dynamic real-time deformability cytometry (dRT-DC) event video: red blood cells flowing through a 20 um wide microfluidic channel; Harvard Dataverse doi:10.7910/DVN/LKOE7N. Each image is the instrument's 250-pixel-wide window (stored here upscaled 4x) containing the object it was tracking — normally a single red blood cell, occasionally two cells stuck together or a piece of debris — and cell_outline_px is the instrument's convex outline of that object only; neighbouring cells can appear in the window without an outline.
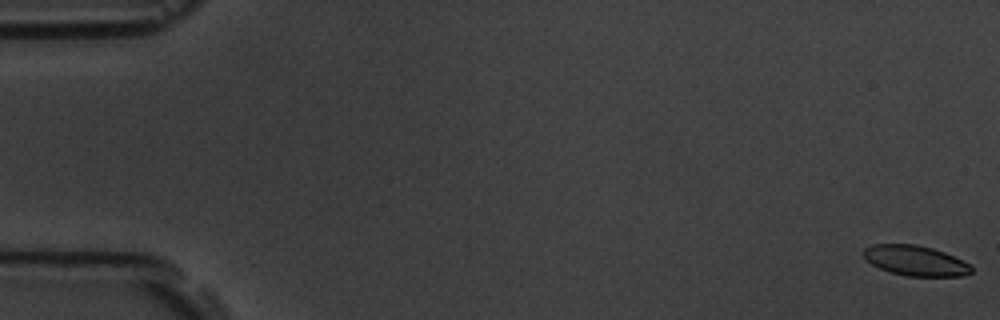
{"species": "common noctule bat (a hibernating species)", "species_latin": "Nyctalus noctula", "temperature_condition": "room temperature", "stored_images_in_passage": 5, "camera_frame_rate_fps": 3000, "um_per_image_px": 0.085, "animal": {"sex": "male", "body_mass_g": 19.5, "forearm_length_mm": 54.6}, "frame": {"image": 1, "passage_image": 1, "time_ms": 0.0, "image_size_px": [1000, 320], "cell_outline_px": [[972, 272], [960, 276], [908, 276], [892, 272], [880, 268], [872, 264], [864, 256], [864, 248], [872, 244], [916, 244], [932, 248], [944, 252], [968, 264], [972, 268]], "centroid_in_image_um": [77.79, 22.14], "position_along_channel_um": 7.2, "area_um2": 18.61}}
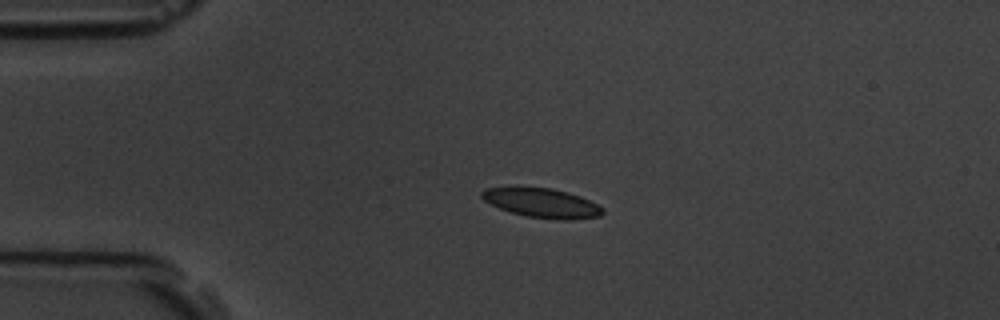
{"frame": {"image": 2, "passage_image": 4, "time_ms": 4.333, "image_size_px": [1000, 320], "cell_outline_px": [[604, 212], [600, 216], [568, 220], [560, 220], [524, 216], [500, 208], [484, 200], [480, 196], [480, 192], [484, 188], [516, 184], [552, 188], [568, 192], [580, 196], [604, 208]], "centroid_in_image_um": [45.99, 17.2], "position_along_channel_um": 39.0, "area_um2": 21.39}}